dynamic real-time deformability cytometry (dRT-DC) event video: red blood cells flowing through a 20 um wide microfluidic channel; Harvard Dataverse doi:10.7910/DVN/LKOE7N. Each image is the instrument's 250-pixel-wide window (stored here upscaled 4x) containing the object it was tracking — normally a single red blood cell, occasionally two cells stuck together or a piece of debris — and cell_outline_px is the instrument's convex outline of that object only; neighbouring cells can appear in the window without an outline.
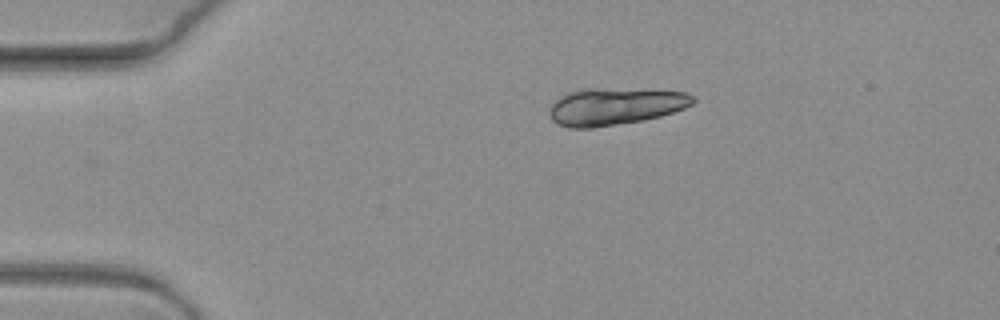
{"species": "common noctule bat (a hibernating species)", "species_latin": "Nyctalus noctula", "temperature_condition": "warm", "stored_images_in_passage": 3, "camera_frame_rate_fps": 3000, "um_per_image_px": 0.085, "animal": {"sex": "female", "body_mass_g": 19.3, "forearm_length_mm": 54.1}, "frame": {"image": 1, "passage_image": 1, "time_ms": 0.0, "image_size_px": [1000, 320], "cell_outline_px": [[696, 100], [692, 104], [684, 108], [660, 116], [644, 120], [592, 128], [568, 128], [556, 124], [552, 120], [548, 112], [552, 104], [560, 96], [568, 92], [580, 88], [600, 88], [684, 92], [696, 96]], "centroid_in_image_um": [52.23, 9.05], "position_along_channel_um": 32.8, "area_um2": 31.1}}